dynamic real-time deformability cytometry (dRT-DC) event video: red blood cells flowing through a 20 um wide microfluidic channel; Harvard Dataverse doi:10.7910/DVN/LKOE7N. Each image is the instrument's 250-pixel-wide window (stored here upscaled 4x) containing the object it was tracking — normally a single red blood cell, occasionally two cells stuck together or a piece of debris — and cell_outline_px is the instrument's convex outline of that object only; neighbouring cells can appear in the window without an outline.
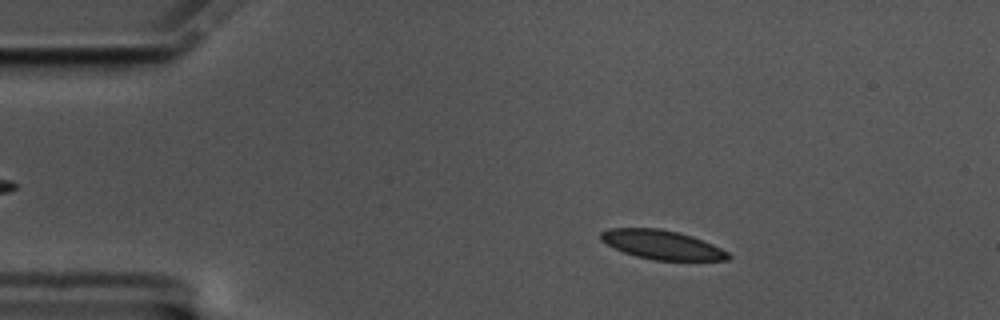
{"species": "common noctule bat (a hibernating species)", "species_latin": "Nyctalus noctula", "temperature_condition": "cold", "stored_images_in_passage": 56, "camera_frame_rate_fps": 3000, "um_per_image_px": 0.085, "animal": {"sex": "male", "body_mass_g": 17.5, "forearm_length_mm": 52.3}, "frame": {"image": 1, "passage_image": 9, "time_ms": 2.667, "image_size_px": [1000, 320], "cell_outline_px": [[732, 256], [728, 260], [652, 260], [636, 256], [624, 252], [600, 240], [600, 232], [608, 228], [660, 228], [692, 236], [712, 244], [728, 252]], "centroid_in_image_um": [56.26, 20.8], "position_along_channel_um": 28.7, "area_um2": 21.44}}
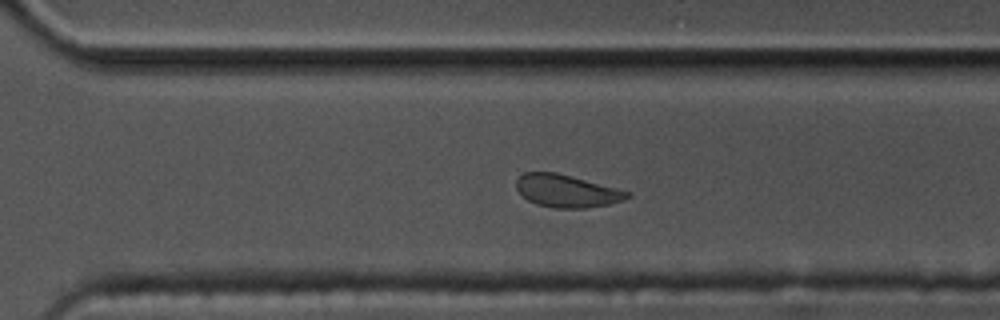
{"frame": {"image": 2, "passage_image": 39, "time_ms": 12.667, "image_size_px": [1000, 320], "cell_outline_px": [[632, 196], [624, 200], [608, 204], [588, 208], [552, 208], [536, 204], [528, 200], [516, 188], [516, 180], [524, 172], [556, 172], [572, 176], [632, 192]], "centroid_in_image_um": [48.19, 16.23], "position_along_channel_um": 322.4, "area_um2": 21.15}}
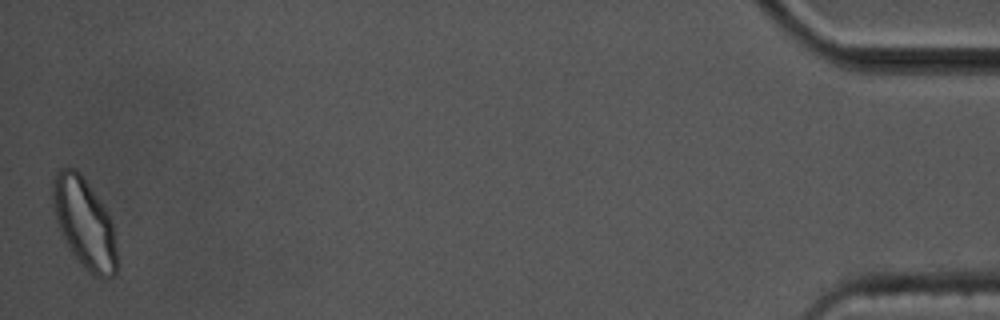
{"frame": {"image": 3, "passage_image": 56, "time_ms": 18.333, "image_size_px": [1000, 320], "cell_outline_px": [[116, 276], [96, 276], [88, 272], [72, 252], [56, 220], [52, 200], [52, 180], [56, 168], [76, 168], [88, 184], [108, 212], [112, 224], [116, 248]], "centroid_in_image_um": [7.15, 18.91], "position_along_channel_um": 428.0, "area_um2": 33.06}, "authors_computed_cell_mechanics": {"area_um2": 22.3108, "velocity_mm_per_s": 3.4933, "shape_relaxation_time_tau1_ms": 4.2684, "shape_relaxation_time_tau2_ms": 2.946, "deformation_change_tau1": 0.0942, "deformation_change_tau2": 0.0649}}